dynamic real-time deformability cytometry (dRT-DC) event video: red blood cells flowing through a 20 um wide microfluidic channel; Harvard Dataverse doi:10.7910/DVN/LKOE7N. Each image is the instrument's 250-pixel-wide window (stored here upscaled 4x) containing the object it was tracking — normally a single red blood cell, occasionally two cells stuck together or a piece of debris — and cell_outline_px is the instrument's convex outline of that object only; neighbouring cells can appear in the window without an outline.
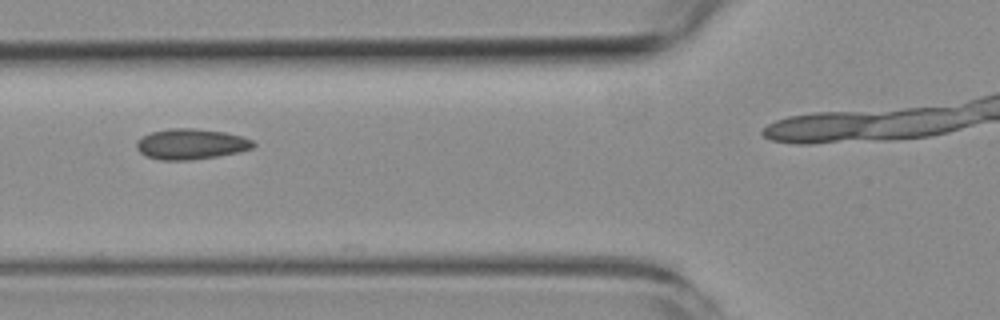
{"species": "common noctule bat (a hibernating species)", "species_latin": "Nyctalus noctula", "temperature_condition": "room temperature", "stored_images_in_passage": 6, "camera_frame_rate_fps": 3000, "um_per_image_px": 0.085, "animal": {"sex": "female", "body_mass_g": 19.3, "forearm_length_mm": 54.1}, "frame": {"image": 1, "passage_image": 4, "time_ms": 3.333, "image_size_px": [1000, 320], "cell_outline_px": [[256, 144], [252, 148], [240, 152], [192, 160], [160, 160], [144, 156], [136, 148], [136, 140], [152, 132], [168, 128], [192, 128], [224, 132], [240, 136], [252, 140]], "centroid_in_image_um": [16.2, 12.25], "position_along_channel_um": 109.6, "area_um2": 20.81}}